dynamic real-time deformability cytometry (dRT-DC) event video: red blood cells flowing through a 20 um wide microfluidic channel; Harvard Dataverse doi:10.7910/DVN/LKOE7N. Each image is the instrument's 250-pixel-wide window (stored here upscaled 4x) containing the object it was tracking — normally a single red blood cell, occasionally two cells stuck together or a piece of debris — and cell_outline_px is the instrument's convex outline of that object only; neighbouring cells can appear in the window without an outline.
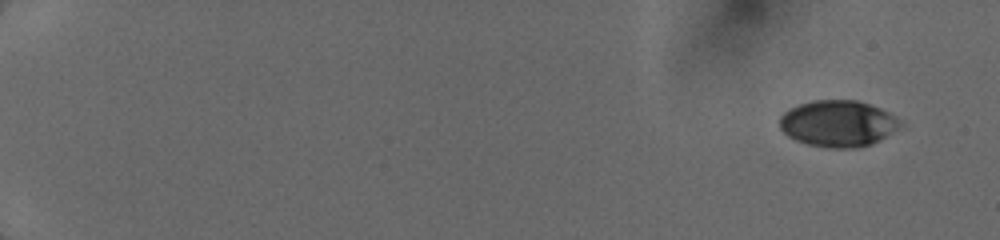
{"species": "human", "species_latin": "Homo sapiens", "temperature_condition": "cold", "stored_images_in_passage": 37, "camera_frame_rate_fps": 3000, "um_per_image_px": 0.085, "donor": {"sex": "female"}, "frame": {"image": 1, "passage_image": 1, "time_ms": 0.0, "image_size_px": [1000, 240], "cell_outline_px": [[904, 124], [880, 140], [872, 144], [856, 148], [828, 148], [808, 144], [796, 140], [788, 136], [780, 128], [780, 116], [788, 108], [796, 104], [812, 100], [856, 100], [880, 108], [888, 112], [900, 120]], "centroid_in_image_um": [71.21, 10.5], "position_along_channel_um": 13.8, "area_um2": 32.77}}
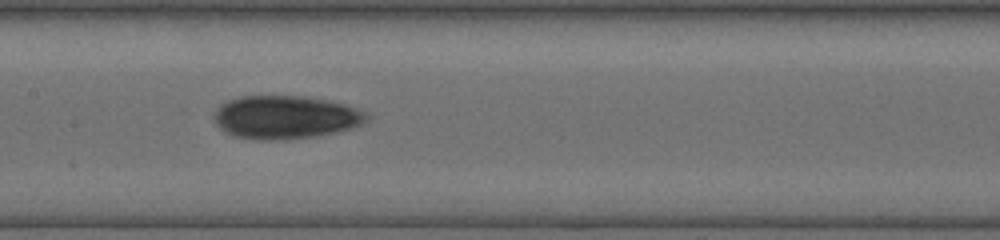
{"frame": {"image": 2, "passage_image": 22, "time_ms": 8.667, "image_size_px": [1000, 240], "cell_outline_px": [[372, 116], [368, 120], [352, 128], [316, 136], [268, 140], [260, 140], [236, 136], [224, 132], [216, 124], [212, 116], [216, 108], [220, 104], [228, 100], [240, 96], [304, 96], [328, 100], [344, 104], [356, 108]], "centroid_in_image_um": [24.23, 9.95], "position_along_channel_um": 183.2, "area_um2": 38.44}}
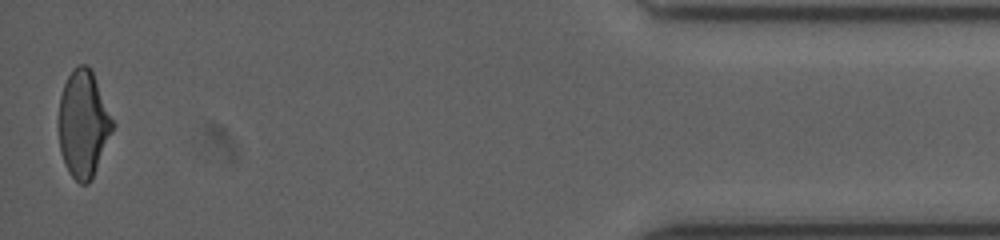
{"frame": {"image": 3, "passage_image": 37, "time_ms": 16.0, "image_size_px": [1000, 240], "cell_outline_px": [[116, 124], [92, 176], [88, 184], [80, 184], [68, 172], [60, 152], [60, 96], [64, 84], [72, 68], [76, 64], [88, 64], [92, 68]], "centroid_in_image_um": [7.11, 10.46], "position_along_channel_um": 428.1, "area_um2": 33.64}}